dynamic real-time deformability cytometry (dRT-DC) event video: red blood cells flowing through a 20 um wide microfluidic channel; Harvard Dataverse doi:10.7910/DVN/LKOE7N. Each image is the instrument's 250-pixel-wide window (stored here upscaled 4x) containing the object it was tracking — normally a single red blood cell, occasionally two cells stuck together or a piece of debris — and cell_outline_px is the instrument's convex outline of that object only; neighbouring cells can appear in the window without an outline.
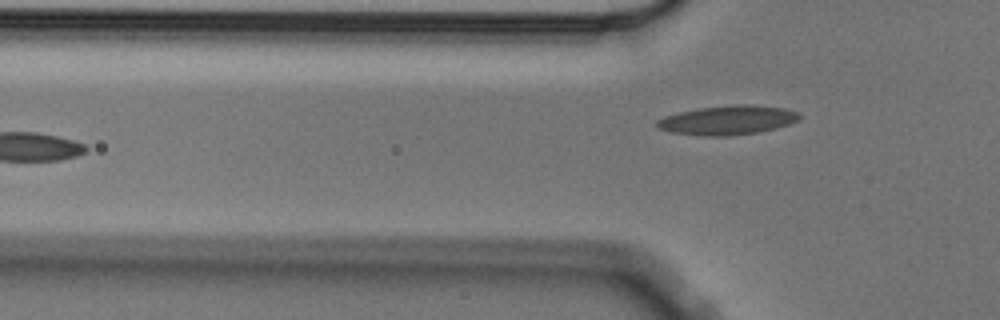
{"species": "Egyptian fruit bat (a non-hibernating species)", "species_latin": "Rousettus aegyptiacus", "temperature_condition": "cold", "stored_images_in_passage": 5, "camera_frame_rate_fps": 3000, "um_per_image_px": 0.085, "animal": {"sex": "male"}, "frame": {"image": 1, "passage_image": 5, "time_ms": 1.333, "image_size_px": [1000, 320], "cell_outline_px": [[800, 116], [796, 120], [788, 124], [776, 128], [756, 132], [728, 136], [704, 136], [672, 132], [660, 128], [656, 124], [656, 120], [664, 116], [680, 112], [700, 108], [740, 104], [748, 104], [784, 108], [800, 112]], "centroid_in_image_um": [61.85, 10.21], "position_along_channel_um": 63.9, "area_um2": 23.93}}